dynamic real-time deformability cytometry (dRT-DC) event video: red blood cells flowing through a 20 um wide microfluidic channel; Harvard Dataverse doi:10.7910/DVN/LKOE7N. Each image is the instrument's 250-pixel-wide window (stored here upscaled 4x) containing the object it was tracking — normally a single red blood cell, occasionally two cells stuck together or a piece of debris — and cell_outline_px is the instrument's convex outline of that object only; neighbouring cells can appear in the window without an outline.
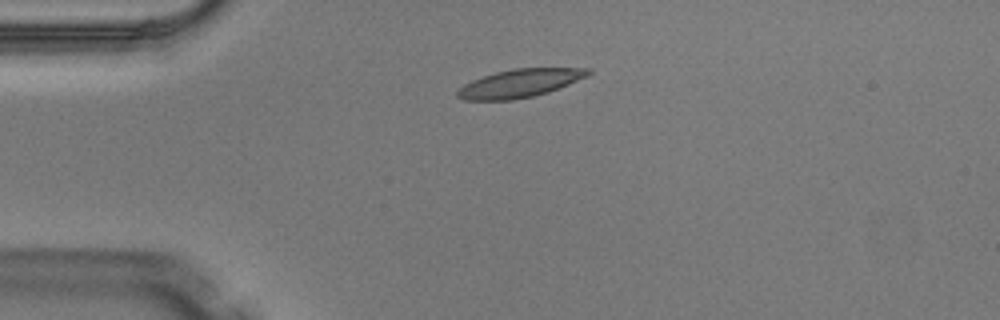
{"species": "Egyptian fruit bat (a non-hibernating species)", "species_latin": "Rousettus aegyptiacus", "temperature_condition": "warm", "stored_images_in_passage": 6, "camera_frame_rate_fps": 3000, "um_per_image_px": 0.085, "animal": {"sex": "male"}, "frame": {"image": 1, "passage_image": 6, "time_ms": 1.667, "image_size_px": [1000, 320], "cell_outline_px": [[592, 72], [588, 76], [548, 92], [532, 96], [512, 100], [464, 100], [456, 96], [456, 92], [464, 84], [472, 80], [496, 72], [512, 68], [592, 68]], "centroid_in_image_um": [44.18, 7.07], "position_along_channel_um": 40.8, "area_um2": 21.39}}